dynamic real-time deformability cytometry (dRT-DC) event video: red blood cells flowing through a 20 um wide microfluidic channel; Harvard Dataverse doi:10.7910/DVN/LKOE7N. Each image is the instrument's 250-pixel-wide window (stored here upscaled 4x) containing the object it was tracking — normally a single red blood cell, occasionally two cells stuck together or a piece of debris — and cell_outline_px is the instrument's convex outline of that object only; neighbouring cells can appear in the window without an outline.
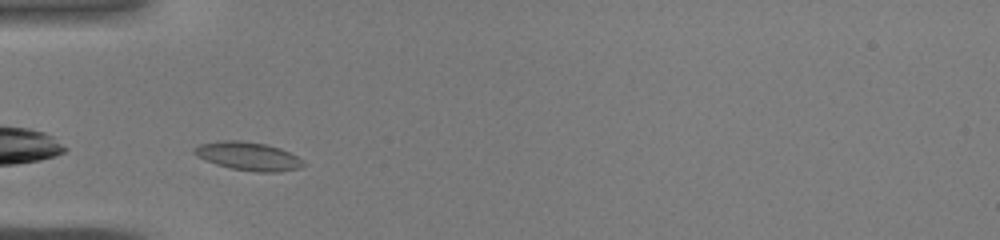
{"species": "common noctule bat (a hibernating species)", "species_latin": "Nyctalus noctula", "temperature_condition": "warm", "stored_images_in_passage": 23, "camera_frame_rate_fps": 3000, "um_per_image_px": 0.085, "animal": {"sex": "male", "body_mass_g": 19.0, "forearm_length_mm": 50.8}, "frame": {"image": 1, "passage_image": 1, "time_ms": 0.0, "image_size_px": [1000, 240], "cell_outline_px": [[308, 164], [300, 168], [280, 172], [256, 172], [232, 168], [216, 164], [192, 152], [192, 148], [200, 144], [224, 140], [240, 140], [268, 144], [280, 148], [304, 160]], "centroid_in_image_um": [21.16, 13.27], "position_along_channel_um": 63.8, "area_um2": 18.03}}
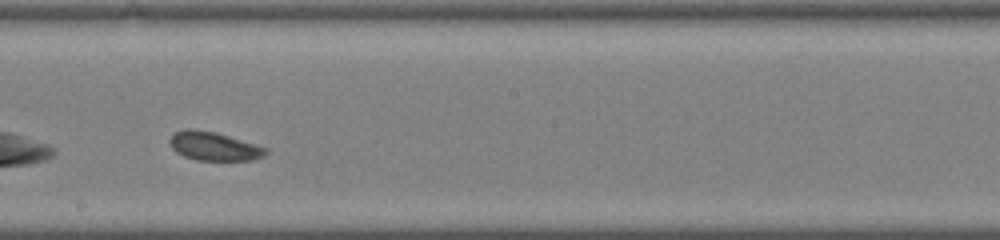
{"frame": {"image": 2, "passage_image": 12, "time_ms": 3.667, "image_size_px": [1000, 240], "cell_outline_px": [[268, 152], [264, 156], [252, 160], [196, 160], [184, 156], [176, 152], [172, 148], [168, 140], [176, 132], [188, 128], [216, 132], [256, 144], [268, 148]], "centroid_in_image_um": [18.2, 12.43], "position_along_channel_um": 230.0, "area_um2": 16.01}}
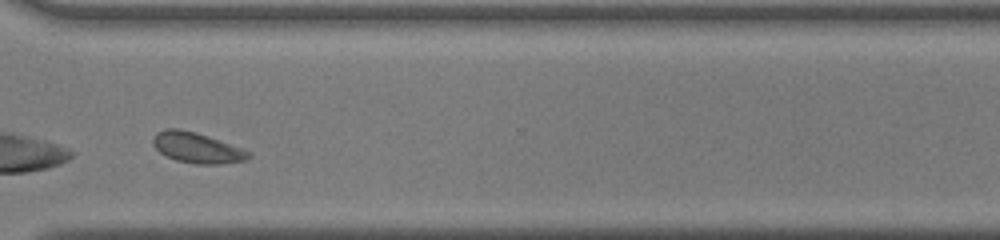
{"frame": {"image": 3, "passage_image": 20, "time_ms": 6.333, "image_size_px": [1000, 240], "cell_outline_px": [[252, 156], [244, 160], [224, 164], [196, 164], [176, 160], [160, 152], [152, 144], [152, 136], [156, 132], [164, 128], [180, 128], [196, 132], [208, 136], [252, 152]], "centroid_in_image_um": [16.72, 12.54], "position_along_channel_um": 353.9, "area_um2": 17.11}}